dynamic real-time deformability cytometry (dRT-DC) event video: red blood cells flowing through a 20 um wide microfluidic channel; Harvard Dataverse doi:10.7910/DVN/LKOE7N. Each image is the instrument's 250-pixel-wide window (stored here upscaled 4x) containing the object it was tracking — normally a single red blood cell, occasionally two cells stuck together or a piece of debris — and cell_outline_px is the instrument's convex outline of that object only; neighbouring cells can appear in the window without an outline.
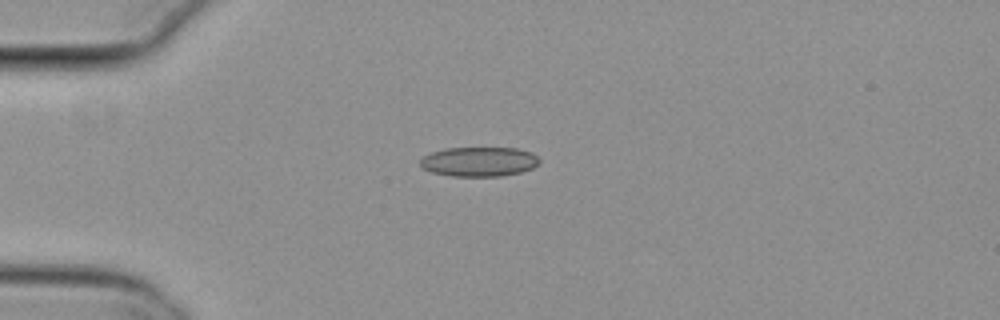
{"species": "common noctule bat (a hibernating species)", "species_latin": "Nyctalus noctula", "temperature_condition": "cold", "stored_images_in_passage": 5, "camera_frame_rate_fps": 3000, "um_per_image_px": 0.085, "animal": {"sex": "female", "body_mass_g": 29.2, "forearm_length_mm": 56.3}, "frame": {"image": 1, "passage_image": 5, "time_ms": 1.333, "image_size_px": [1000, 320], "cell_outline_px": [[540, 164], [532, 168], [520, 172], [500, 176], [452, 176], [432, 172], [424, 168], [420, 164], [420, 160], [424, 156], [432, 152], [444, 148], [516, 148], [532, 152], [540, 160]], "centroid_in_image_um": [40.74, 13.73], "position_along_channel_um": 44.3, "area_um2": 20.46}}